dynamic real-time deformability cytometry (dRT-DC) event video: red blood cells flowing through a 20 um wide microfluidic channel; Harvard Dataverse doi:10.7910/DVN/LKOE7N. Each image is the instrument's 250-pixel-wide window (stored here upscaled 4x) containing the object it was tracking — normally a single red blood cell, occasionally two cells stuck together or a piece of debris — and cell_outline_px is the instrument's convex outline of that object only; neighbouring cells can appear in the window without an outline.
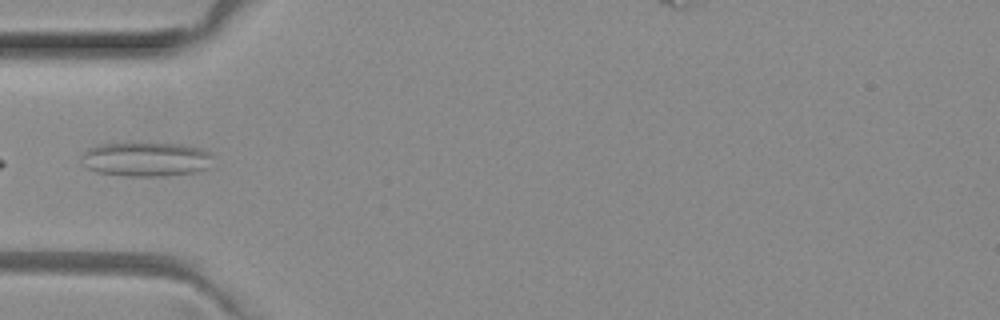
{"species": "common noctule bat (a hibernating species)", "species_latin": "Nyctalus noctula", "temperature_condition": "room temperature", "stored_images_in_passage": 5, "camera_frame_rate_fps": 3000, "um_per_image_px": 0.085, "animal": {"sex": "female", "body_mass_g": 29.2, "forearm_length_mm": 56.3}, "frame": {"image": 1, "passage_image": 4, "time_ms": 1.0, "image_size_px": [1000, 320], "cell_outline_px": [[212, 168], [196, 172], [164, 176], [124, 176], [96, 172], [80, 164], [80, 156], [88, 148], [100, 144], [128, 140], [136, 140], [180, 144], [200, 148], [208, 152]], "centroid_in_image_um": [12.33, 13.49], "position_along_channel_um": 72.7, "area_um2": 27.57}}